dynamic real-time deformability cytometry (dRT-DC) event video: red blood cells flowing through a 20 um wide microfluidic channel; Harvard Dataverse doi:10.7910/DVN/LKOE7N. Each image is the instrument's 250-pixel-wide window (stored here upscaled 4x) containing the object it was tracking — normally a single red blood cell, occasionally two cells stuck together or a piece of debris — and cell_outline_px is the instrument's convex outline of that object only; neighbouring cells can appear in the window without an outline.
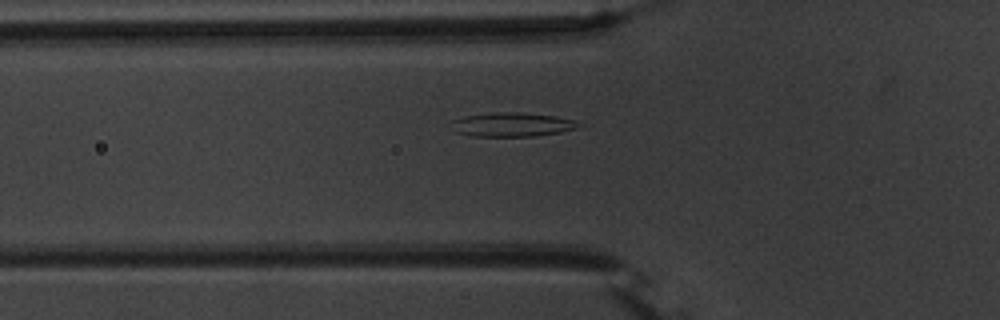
{"species": "common noctule bat (a hibernating species)", "species_latin": "Nyctalus noctula", "temperature_condition": "warm", "stored_images_in_passage": 37, "segment_of_instrument_passage": [1, 2], "camera_frame_rate_fps": 3000, "um_per_image_px": 0.085, "animal": {"sex": "male", "body_mass_g": 20.1, "forearm_length_mm": 53.5}, "frame": {"image": 1, "passage_image": 7, "time_ms": 2.0, "image_size_px": [1000, 320], "cell_outline_px": [[584, 124], [580, 128], [560, 132], [536, 136], [468, 136], [456, 132], [452, 120], [464, 116], [496, 112], [516, 112], [556, 116], [572, 120]], "centroid_in_image_um": [43.58, 10.59], "position_along_channel_um": 82.2, "area_um2": 17.8}}
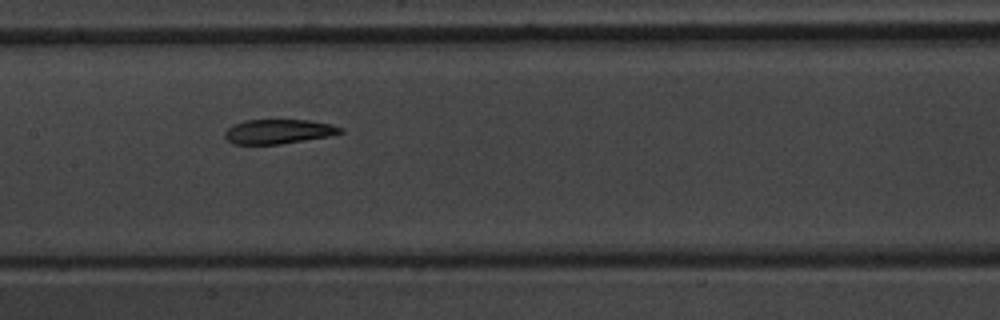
{"frame": {"image": 2, "passage_image": 15, "time_ms": 4.667, "image_size_px": [1000, 320], "cell_outline_px": [[344, 132], [332, 136], [280, 144], [232, 144], [224, 136], [224, 132], [232, 124], [244, 120], [308, 120], [332, 124], [344, 128]], "centroid_in_image_um": [23.69, 11.18], "position_along_channel_um": 183.7, "area_um2": 16.7}}
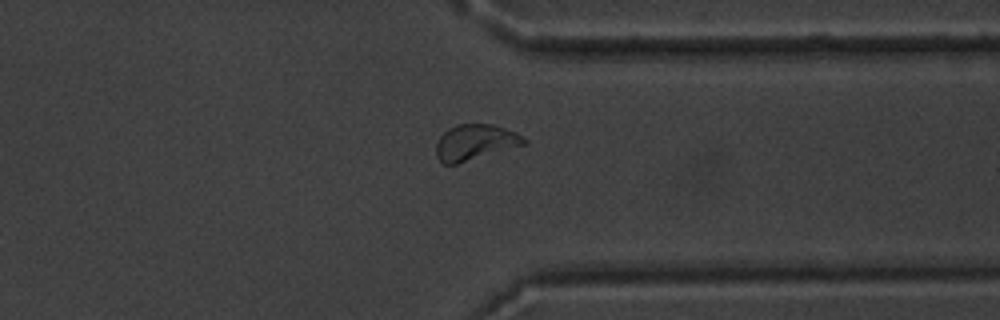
{"frame": {"image": 3, "passage_image": 30, "time_ms": 9.667, "image_size_px": [1000, 320], "cell_outline_px": [[528, 144], [456, 164], [444, 164], [436, 156], [436, 144], [440, 136], [448, 128], [456, 124], [492, 124], [516, 132], [528, 140]], "centroid_in_image_um": [40.4, 12.09], "position_along_channel_um": 371.0, "area_um2": 18.38}}